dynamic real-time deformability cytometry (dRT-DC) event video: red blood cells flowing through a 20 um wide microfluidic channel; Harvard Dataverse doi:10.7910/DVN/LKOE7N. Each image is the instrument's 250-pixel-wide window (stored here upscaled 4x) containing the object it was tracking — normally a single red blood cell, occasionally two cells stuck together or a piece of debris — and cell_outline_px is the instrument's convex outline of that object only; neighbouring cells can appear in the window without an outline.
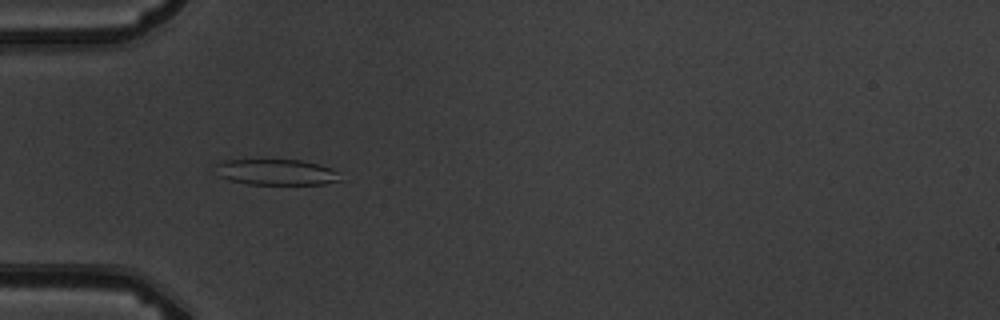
{"species": "common noctule bat (a hibernating species)", "species_latin": "Nyctalus noctula", "temperature_condition": "warm", "stored_images_in_passage": 6, "camera_frame_rate_fps": 3000, "um_per_image_px": 0.085, "animal": {"sex": "male", "body_mass_g": 19.5, "forearm_length_mm": 54.6}, "frame": {"image": 1, "passage_image": 5, "time_ms": 4.667, "image_size_px": [1000, 320], "cell_outline_px": [[344, 180], [324, 184], [248, 184], [228, 180], [220, 176], [212, 164], [224, 160], [264, 156], [304, 160], [320, 164], [332, 168]], "centroid_in_image_um": [23.43, 14.56], "position_along_channel_um": 61.6, "area_um2": 20.17}}